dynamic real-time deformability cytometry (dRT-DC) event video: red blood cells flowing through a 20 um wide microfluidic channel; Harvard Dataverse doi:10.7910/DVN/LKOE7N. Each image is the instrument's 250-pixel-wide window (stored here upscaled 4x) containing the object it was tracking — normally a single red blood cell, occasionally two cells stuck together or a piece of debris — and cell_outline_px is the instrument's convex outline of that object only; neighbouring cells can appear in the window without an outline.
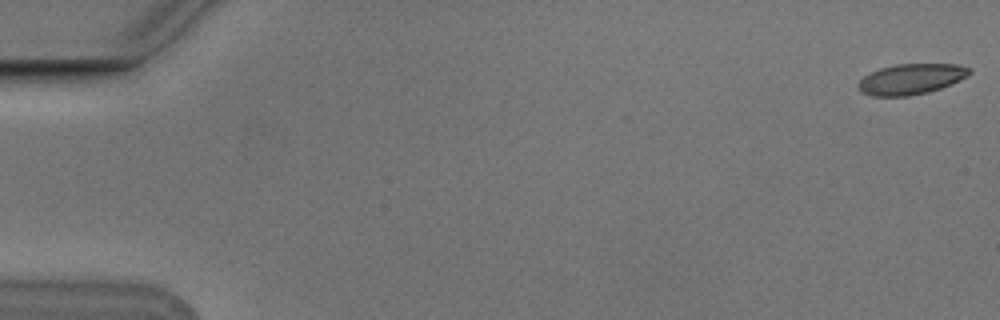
{"species": "Egyptian fruit bat (a non-hibernating species)", "species_latin": "Rousettus aegyptiacus", "temperature_condition": "cold", "stored_images_in_passage": 7, "camera_frame_rate_fps": 3000, "um_per_image_px": 0.085, "animal": {"sex": "male"}, "frame": {"image": 1, "passage_image": 1, "time_ms": 0.0, "image_size_px": [1000, 320], "cell_outline_px": [[972, 72], [968, 76], [960, 80], [940, 88], [928, 92], [908, 96], [872, 96], [856, 88], [856, 84], [864, 76], [880, 68], [896, 64], [956, 64], [968, 68]], "centroid_in_image_um": [77.42, 6.72], "position_along_channel_um": 7.6, "area_um2": 19.71}}
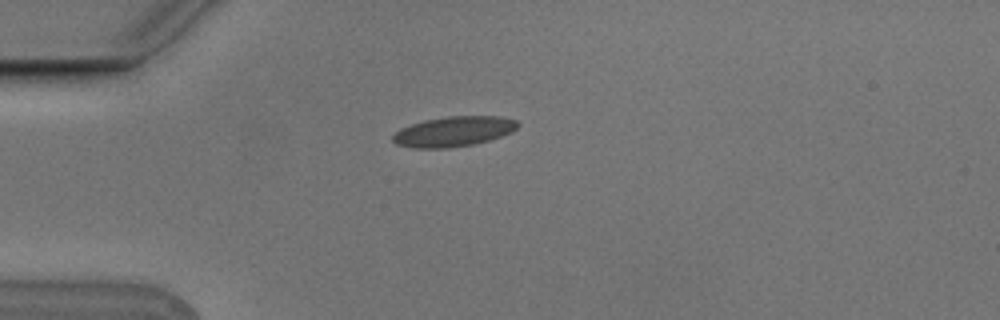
{"frame": {"image": 2, "passage_image": 5, "time_ms": 1.333, "image_size_px": [1000, 320], "cell_outline_px": [[520, 124], [512, 132], [488, 140], [472, 144], [448, 148], [412, 148], [396, 144], [392, 140], [392, 136], [400, 128], [424, 120], [448, 116], [496, 116], [516, 120]], "centroid_in_image_um": [38.53, 11.17], "position_along_channel_um": 46.5, "area_um2": 21.79}}